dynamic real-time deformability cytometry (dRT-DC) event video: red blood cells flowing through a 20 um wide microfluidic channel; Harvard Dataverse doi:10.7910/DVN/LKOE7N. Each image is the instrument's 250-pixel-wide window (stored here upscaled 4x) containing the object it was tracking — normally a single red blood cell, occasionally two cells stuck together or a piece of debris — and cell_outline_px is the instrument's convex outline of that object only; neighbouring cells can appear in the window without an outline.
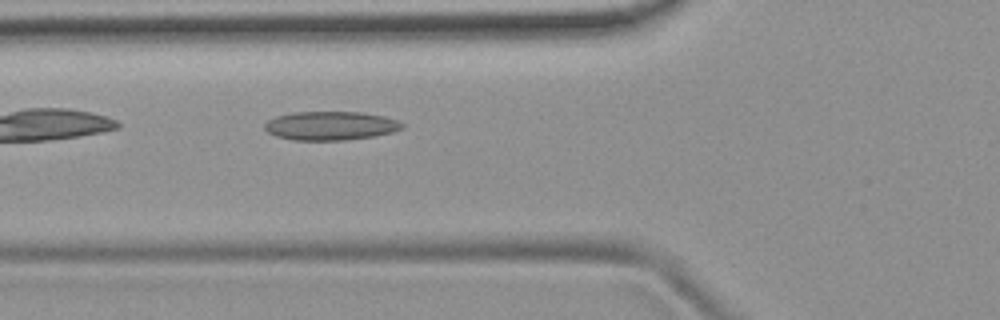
{"species": "common noctule bat (a hibernating species)", "species_latin": "Nyctalus noctula", "temperature_condition": "room temperature", "stored_images_in_passage": 5, "camera_frame_rate_fps": 3000, "um_per_image_px": 0.085, "animal": {"sex": "female", "body_mass_g": 19.9}, "frame": {"image": 1, "passage_image": 5, "time_ms": 5.667, "image_size_px": [1000, 320], "cell_outline_px": [[404, 128], [392, 132], [372, 136], [344, 140], [292, 140], [276, 136], [268, 132], [264, 128], [264, 124], [268, 120], [276, 116], [296, 112], [360, 112], [384, 116], [396, 120], [404, 124]], "centroid_in_image_um": [28.08, 10.69], "position_along_channel_um": 97.7, "area_um2": 22.95}}